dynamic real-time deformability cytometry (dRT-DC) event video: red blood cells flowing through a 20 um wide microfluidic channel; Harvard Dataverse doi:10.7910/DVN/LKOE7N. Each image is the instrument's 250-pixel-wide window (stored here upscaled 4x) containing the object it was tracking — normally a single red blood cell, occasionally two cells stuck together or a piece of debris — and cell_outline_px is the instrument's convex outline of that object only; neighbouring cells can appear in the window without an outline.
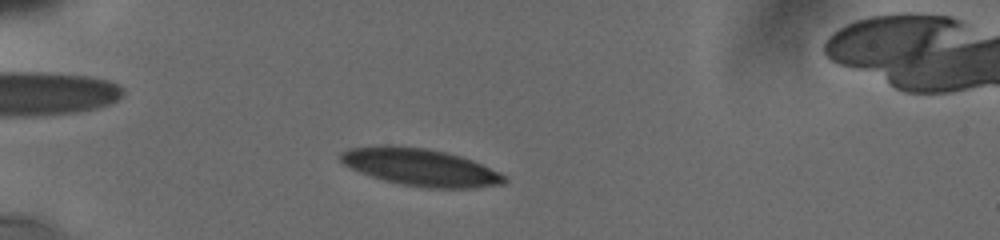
{"species": "human", "species_latin": "Homo sapiens", "temperature_condition": "cold", "stored_images_in_passage": 25, "camera_frame_rate_fps": 3000, "um_per_image_px": 0.085, "donor": {"sex": "male"}, "frame": {"image": 1, "passage_image": 8, "time_ms": 2.0, "image_size_px": [1000, 240], "cell_outline_px": [[504, 184], [472, 188], [428, 188], [400, 184], [384, 180], [360, 172], [344, 164], [340, 160], [340, 152], [348, 148], [388, 144], [424, 148], [444, 152], [460, 156], [472, 160], [504, 176]], "centroid_in_image_um": [35.66, 14.2], "position_along_channel_um": 49.3, "area_um2": 35.2}}
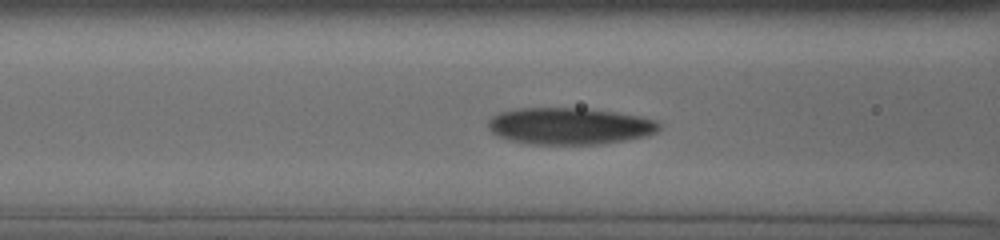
{"frame": {"image": 2, "passage_image": 18, "time_ms": 4.667, "image_size_px": [1000, 240], "cell_outline_px": [[660, 128], [656, 132], [648, 136], [628, 140], [600, 144], [528, 144], [512, 140], [500, 136], [492, 132], [488, 128], [488, 120], [492, 116], [500, 112], [520, 108], [584, 108], [640, 116], [656, 120], [660, 124]], "centroid_in_image_um": [48.44, 10.72], "position_along_channel_um": 118.2, "area_um2": 36.65}}
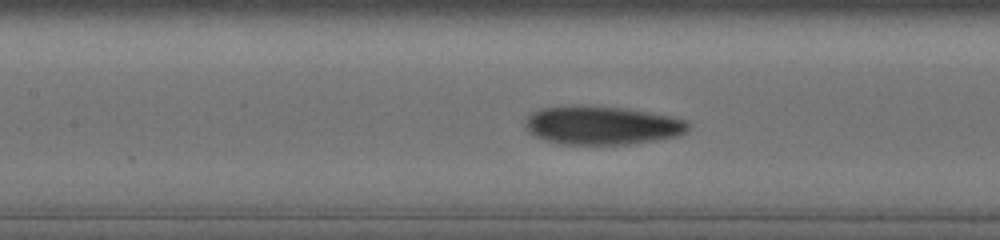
{"frame": {"image": 3, "passage_image": 22, "time_ms": 5.667, "image_size_px": [1000, 240], "cell_outline_px": [[688, 128], [680, 136], [656, 140], [628, 144], [556, 144], [532, 136], [528, 132], [524, 124], [528, 116], [544, 108], [616, 108], [644, 112], [668, 116], [684, 120], [688, 124]], "centroid_in_image_um": [51.15, 10.72], "position_along_channel_um": 156.3, "area_um2": 35.26}}